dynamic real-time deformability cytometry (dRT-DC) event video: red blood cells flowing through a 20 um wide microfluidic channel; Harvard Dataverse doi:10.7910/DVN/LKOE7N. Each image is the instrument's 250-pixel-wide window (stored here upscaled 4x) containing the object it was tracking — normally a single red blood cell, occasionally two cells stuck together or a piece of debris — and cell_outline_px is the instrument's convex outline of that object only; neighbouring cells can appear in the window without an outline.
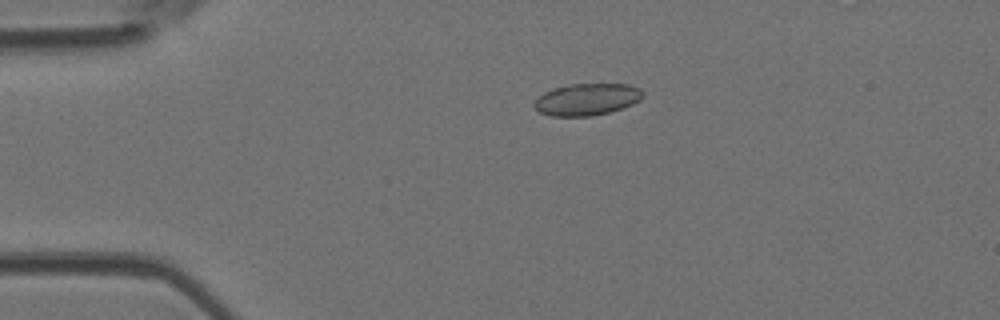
{"species": "Egyptian fruit bat (a non-hibernating species)", "species_latin": "Rousettus aegyptiacus", "temperature_condition": "room temperature", "stored_images_in_passage": 3, "camera_frame_rate_fps": 3000, "um_per_image_px": 0.085, "animal": {"sex": "female"}, "frame": {"image": 1, "passage_image": 2, "time_ms": 0.333, "image_size_px": [1000, 320], "cell_outline_px": [[644, 96], [640, 100], [632, 104], [608, 112], [592, 116], [552, 116], [540, 112], [532, 104], [544, 92], [552, 88], [568, 84], [628, 84], [640, 88], [644, 92]], "centroid_in_image_um": [49.89, 8.44], "position_along_channel_um": 35.1, "area_um2": 20.17}}